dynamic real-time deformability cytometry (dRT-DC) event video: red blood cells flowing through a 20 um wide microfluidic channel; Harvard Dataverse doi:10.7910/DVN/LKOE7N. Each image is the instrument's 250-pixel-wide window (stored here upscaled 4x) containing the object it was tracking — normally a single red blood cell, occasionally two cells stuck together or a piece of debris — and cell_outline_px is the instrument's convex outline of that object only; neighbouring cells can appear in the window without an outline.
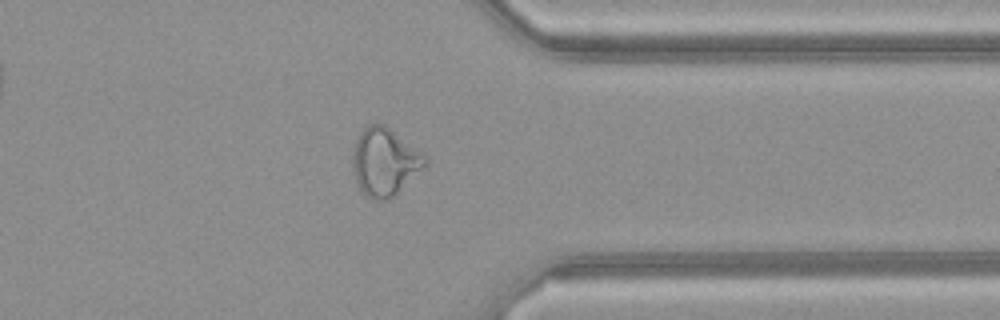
{"species": "common noctule bat (a hibernating species)", "species_latin": "Nyctalus noctula", "temperature_condition": "warm", "stored_images_in_passage": 48, "camera_frame_rate_fps": 3000, "um_per_image_px": 0.085, "animal": {"sex": "female", "body_mass_g": 21.9}, "frame": {"image": 1, "passage_image": 38, "time_ms": 12.333, "image_size_px": [1000, 320], "cell_outline_px": [[428, 164], [388, 200], [372, 200], [364, 196], [360, 192], [352, 172], [352, 152], [356, 140], [360, 132], [368, 124], [384, 124], [424, 152], [428, 160]], "centroid_in_image_um": [32.68, 13.76], "position_along_channel_um": 378.7, "area_um2": 29.02}}
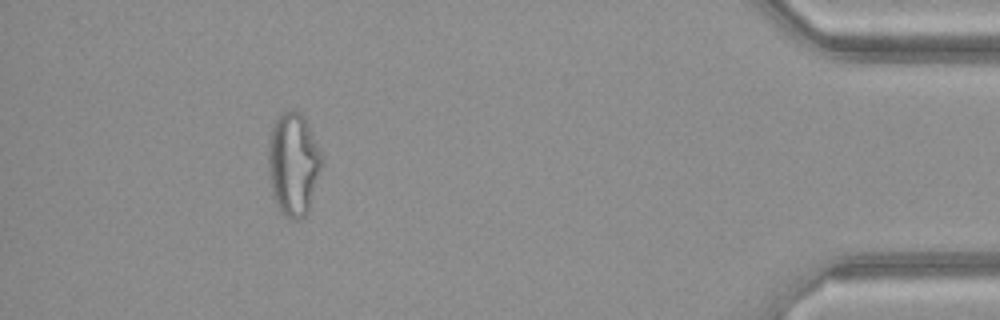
{"frame": {"image": 2, "passage_image": 44, "time_ms": 14.333, "image_size_px": [1000, 320], "cell_outline_px": [[324, 156], [308, 212], [300, 220], [292, 220], [284, 216], [280, 212], [272, 196], [268, 172], [268, 136], [272, 124], [280, 112], [284, 108], [300, 112], [304, 116]], "centroid_in_image_um": [24.91, 13.91], "position_along_channel_um": 410.3, "area_um2": 32.95}, "authors_computed_cell_mechanics": {"area_um2": 29.9693, "velocity_mm_per_s": 4.2073, "shape_relaxation_time_tau1_ms": null, "shape_relaxation_time_tau2_ms": 1.4647, "deformation_change_tau1": null, "deformation_change_tau2": 0.1068}}